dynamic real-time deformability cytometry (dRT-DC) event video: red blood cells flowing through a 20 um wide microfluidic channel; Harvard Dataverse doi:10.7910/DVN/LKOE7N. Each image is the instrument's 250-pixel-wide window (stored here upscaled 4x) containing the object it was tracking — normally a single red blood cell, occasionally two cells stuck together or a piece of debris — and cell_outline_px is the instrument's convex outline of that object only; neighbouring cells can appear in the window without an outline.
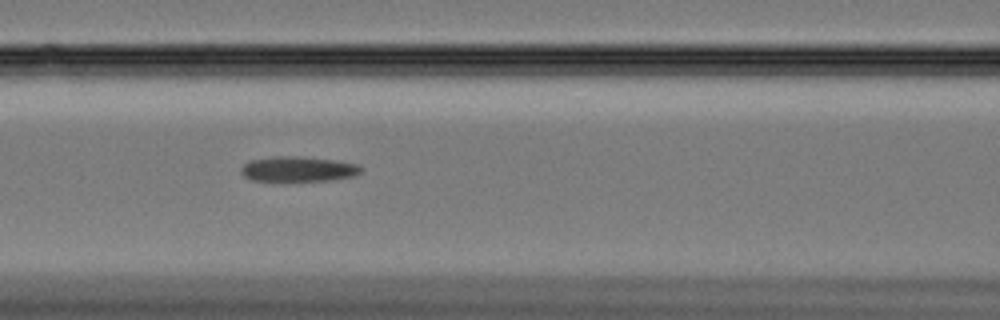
{"species": "Egyptian fruit bat (a non-hibernating species)", "species_latin": "Rousettus aegyptiacus", "temperature_condition": "cold", "stored_images_in_passage": 62, "camera_frame_rate_fps": 3000, "um_per_image_px": 0.085, "animal": {"sex": "female"}, "frame": {"image": 1, "passage_image": 27, "time_ms": 8.667, "image_size_px": [1000, 320], "cell_outline_px": [[364, 168], [360, 172], [352, 176], [328, 180], [252, 180], [244, 176], [240, 172], [240, 168], [248, 160], [272, 156], [296, 156], [332, 160], [360, 164]], "centroid_in_image_um": [25.31, 14.35], "position_along_channel_um": 141.3, "area_um2": 17.4}}
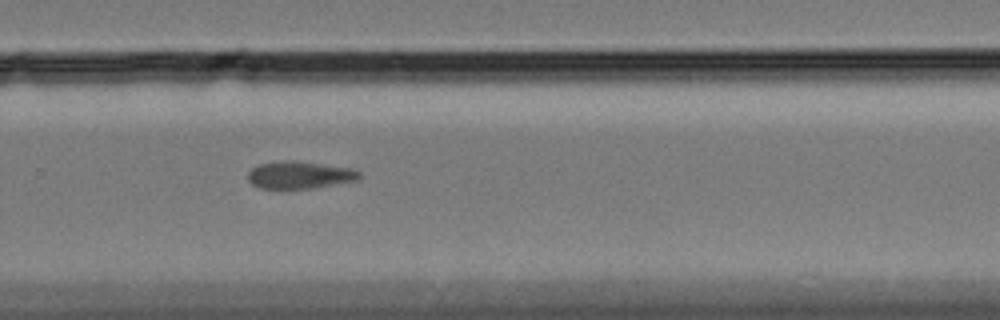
{"frame": {"image": 2, "passage_image": 42, "time_ms": 13.667, "image_size_px": [1000, 320], "cell_outline_px": [[360, 176], [356, 180], [316, 188], [260, 188], [252, 184], [248, 180], [248, 172], [252, 168], [260, 164], [284, 160], [320, 164], [348, 168], [360, 172]], "centroid_in_image_um": [25.43, 14.88], "position_along_channel_um": 304.4, "area_um2": 17.34}}
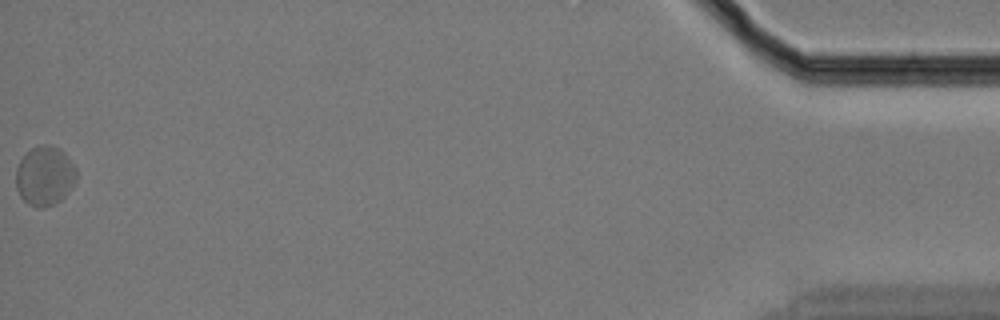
{"frame": {"image": 3, "passage_image": 62, "time_ms": 20.333, "image_size_px": [1000, 320], "cell_outline_px": [[76, 180], [64, 196], [60, 200], [52, 204], [28, 204], [20, 196], [16, 188], [16, 168], [20, 160], [32, 148], [44, 144], [48, 144], [60, 148], [64, 152], [72, 164], [76, 172]], "centroid_in_image_um": [3.79, 14.9], "position_along_channel_um": 431.4, "area_um2": 20.29}}